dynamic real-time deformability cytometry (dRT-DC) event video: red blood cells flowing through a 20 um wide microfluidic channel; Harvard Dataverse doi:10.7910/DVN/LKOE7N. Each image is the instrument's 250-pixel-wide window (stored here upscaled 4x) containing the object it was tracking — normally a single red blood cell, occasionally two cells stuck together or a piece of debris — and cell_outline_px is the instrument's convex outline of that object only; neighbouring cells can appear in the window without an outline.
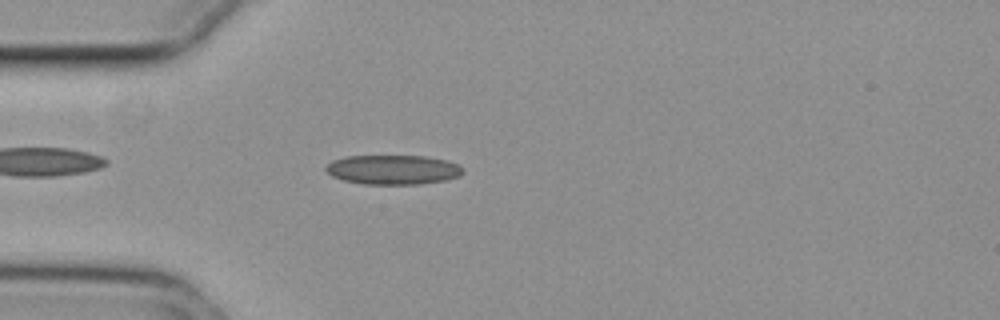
{"species": "common noctule bat (a hibernating species)", "species_latin": "Nyctalus noctula", "temperature_condition": "cold", "stored_images_in_passage": 43, "camera_frame_rate_fps": 3000, "um_per_image_px": 0.085, "animal": {"sex": "female", "body_mass_g": 29.2, "forearm_length_mm": 56.3}, "frame": {"image": 1, "passage_image": 4, "time_ms": 1.0, "image_size_px": [1000, 320], "cell_outline_px": [[464, 172], [460, 176], [444, 180], [420, 184], [364, 184], [344, 180], [332, 176], [324, 168], [332, 160], [344, 156], [424, 156], [448, 160], [464, 168]], "centroid_in_image_um": [33.42, 14.42], "position_along_channel_um": 51.6, "area_um2": 23.58}}
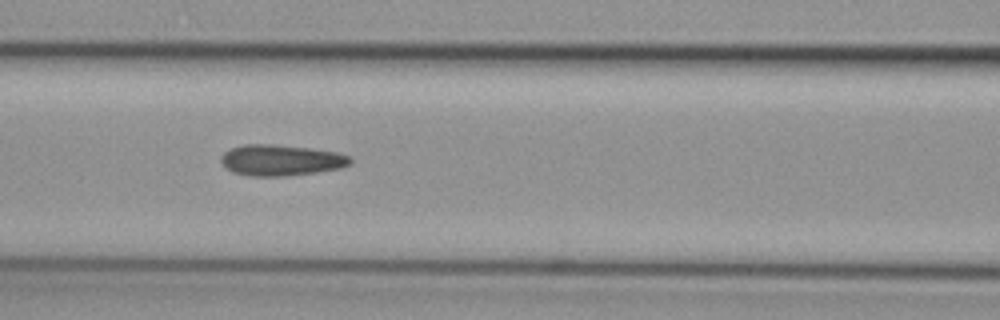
{"frame": {"image": 2, "passage_image": 12, "time_ms": 3.667, "image_size_px": [1000, 320], "cell_outline_px": [[352, 164], [340, 168], [316, 172], [284, 176], [252, 176], [232, 172], [220, 160], [220, 156], [224, 152], [232, 148], [244, 144], [272, 144], [308, 148], [340, 152], [348, 156], [352, 160]], "centroid_in_image_um": [23.9, 13.61], "position_along_channel_um": 142.7, "area_um2": 23.29}}
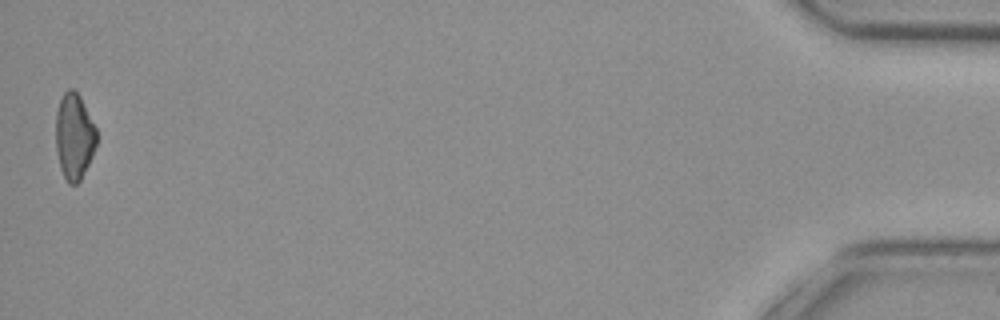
{"frame": {"image": 3, "passage_image": 43, "time_ms": 14.0, "image_size_px": [1000, 320], "cell_outline_px": [[96, 144], [92, 156], [80, 180], [76, 184], [68, 184], [60, 168], [56, 152], [56, 112], [60, 100], [64, 92], [68, 88], [72, 88], [80, 96], [96, 128]], "centroid_in_image_um": [6.29, 11.59], "position_along_channel_um": 428.9, "area_um2": 20.35}, "authors_computed_cell_mechanics": {"area_um2": 22.4264, "velocity_mm_per_s": 3.7467, "shape_relaxation_time_tau1_ms": null, "shape_relaxation_time_tau2_ms": 3.349, "deformation_change_tau1": null, "deformation_change_tau2": 0.1103}}